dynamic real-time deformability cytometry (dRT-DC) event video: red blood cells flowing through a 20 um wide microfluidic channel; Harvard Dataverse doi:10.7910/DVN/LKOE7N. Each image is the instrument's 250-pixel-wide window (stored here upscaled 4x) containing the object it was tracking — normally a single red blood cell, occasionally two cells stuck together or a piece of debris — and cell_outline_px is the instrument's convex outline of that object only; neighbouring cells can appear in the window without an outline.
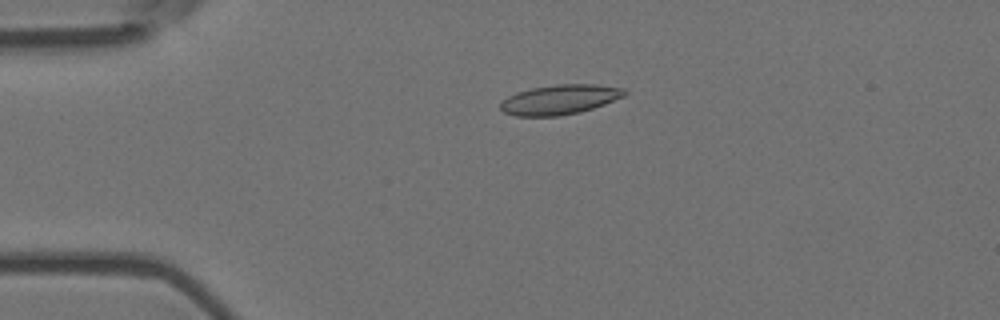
{"species": "Egyptian fruit bat (a non-hibernating species)", "species_latin": "Rousettus aegyptiacus", "temperature_condition": "room temperature", "stored_images_in_passage": 5, "camera_frame_rate_fps": 3000, "um_per_image_px": 0.085, "animal": {"sex": "female"}, "frame": {"image": 1, "passage_image": 4, "time_ms": 1.0, "image_size_px": [1000, 320], "cell_outline_px": [[628, 92], [624, 96], [604, 104], [580, 112], [560, 116], [516, 116], [504, 112], [500, 108], [500, 104], [508, 96], [516, 92], [532, 88], [556, 84], [596, 84], [624, 88]], "centroid_in_image_um": [47.59, 8.46], "position_along_channel_um": 37.4, "area_um2": 21.5}}